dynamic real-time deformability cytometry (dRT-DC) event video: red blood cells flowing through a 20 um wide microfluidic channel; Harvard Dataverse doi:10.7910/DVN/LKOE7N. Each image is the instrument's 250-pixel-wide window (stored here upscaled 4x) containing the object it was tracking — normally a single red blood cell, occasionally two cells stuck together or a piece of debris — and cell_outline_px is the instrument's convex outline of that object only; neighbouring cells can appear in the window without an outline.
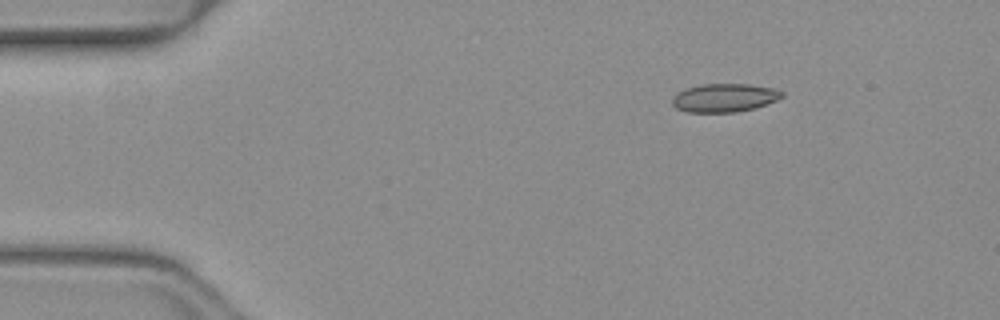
{"species": "common noctule bat (a hibernating species)", "species_latin": "Nyctalus noctula", "temperature_condition": "warm", "stored_images_in_passage": 44, "camera_frame_rate_fps": 3000, "um_per_image_px": 0.085, "animal": {"sex": "female", "body_mass_g": 19.3, "forearm_length_mm": 54.1}, "frame": {"image": 1, "passage_image": 1, "time_ms": 0.0, "image_size_px": [1000, 320], "cell_outline_px": [[784, 96], [776, 100], [756, 108], [736, 112], [688, 112], [676, 108], [672, 104], [672, 96], [676, 92], [684, 88], [700, 84], [748, 84], [772, 88], [784, 92]], "centroid_in_image_um": [61.54, 8.31], "position_along_channel_um": 23.5, "area_um2": 18.32}}
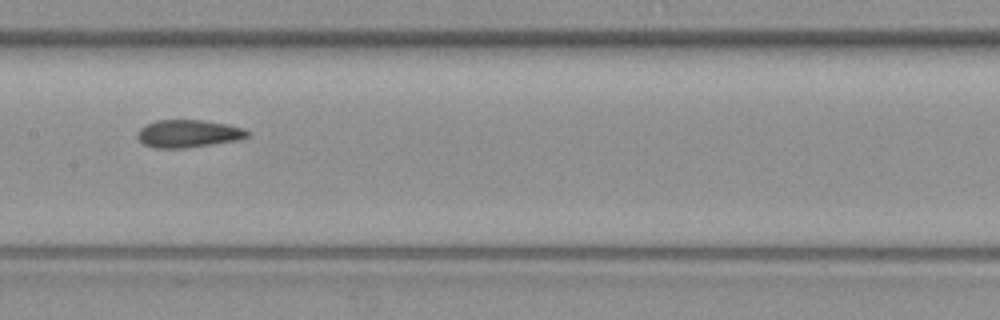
{"frame": {"image": 2, "passage_image": 19, "time_ms": 6.0, "image_size_px": [1000, 320], "cell_outline_px": [[248, 136], [240, 140], [184, 148], [156, 148], [144, 144], [136, 136], [140, 128], [144, 124], [156, 120], [200, 120], [228, 124], [244, 128], [248, 132]], "centroid_in_image_um": [15.99, 11.35], "position_along_channel_um": 191.4, "area_um2": 17.74}}
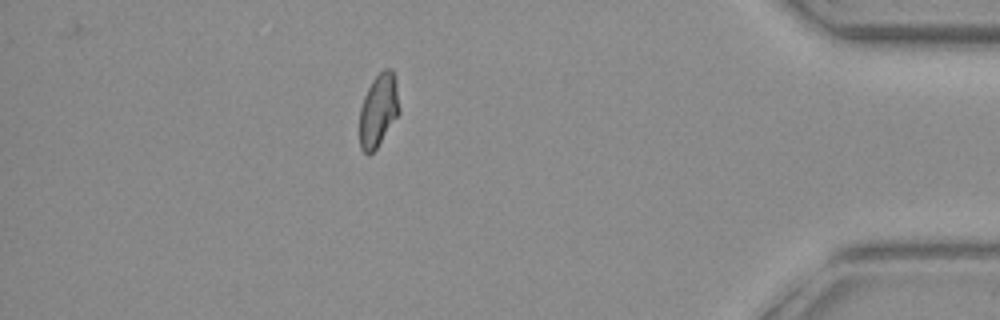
{"frame": {"image": 3, "passage_image": 38, "time_ms": 12.333, "image_size_px": [1000, 320], "cell_outline_px": [[400, 112], [376, 148], [368, 156], [360, 148], [360, 108], [364, 96], [372, 80], [384, 68], [392, 68], [396, 80], [400, 108]], "centroid_in_image_um": [32.17, 9.35], "position_along_channel_um": 403.0, "area_um2": 16.88}, "authors_computed_cell_mechanics": {"area_um2": 17.7735, "velocity_mm_per_s": 4.0797, "shape_relaxation_time_tau1_ms": null, "shape_relaxation_time_tau2_ms": 1.7265, "deformation_change_tau1": null, "deformation_change_tau2": 0.0462}}